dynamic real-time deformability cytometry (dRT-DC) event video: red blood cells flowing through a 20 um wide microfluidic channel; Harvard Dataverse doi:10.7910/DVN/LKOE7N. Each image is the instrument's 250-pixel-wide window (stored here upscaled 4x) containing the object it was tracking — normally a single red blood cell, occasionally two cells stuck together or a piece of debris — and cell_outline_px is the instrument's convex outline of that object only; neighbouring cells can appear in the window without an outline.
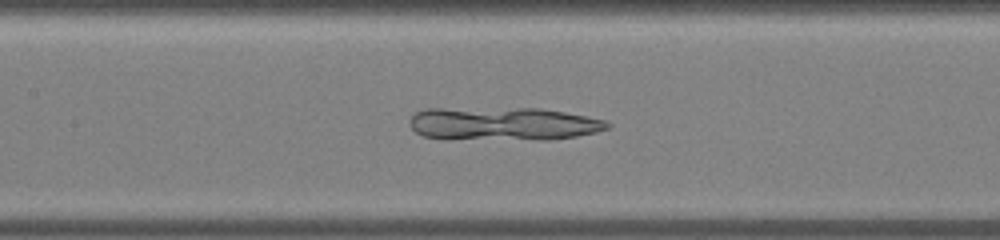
{"species": "common noctule bat (a hibernating species)", "species_latin": "Nyctalus noctula", "temperature_condition": "warm", "stored_images_in_passage": 18, "camera_frame_rate_fps": 3000, "um_per_image_px": 0.085, "animal": {"sex": "male", "body_mass_g": 19.0, "forearm_length_mm": 50.8}, "frame": {"image": 1, "passage_image": 8, "time_ms": 2.333, "image_size_px": [1000, 240], "cell_outline_px": [[612, 124], [608, 128], [596, 132], [576, 136], [552, 140], [444, 140], [424, 136], [416, 132], [412, 128], [408, 120], [416, 112], [424, 108], [540, 108], [564, 112], [608, 120]], "centroid_in_image_um": [42.74, 10.54], "position_along_channel_um": 164.7, "area_um2": 39.42}}
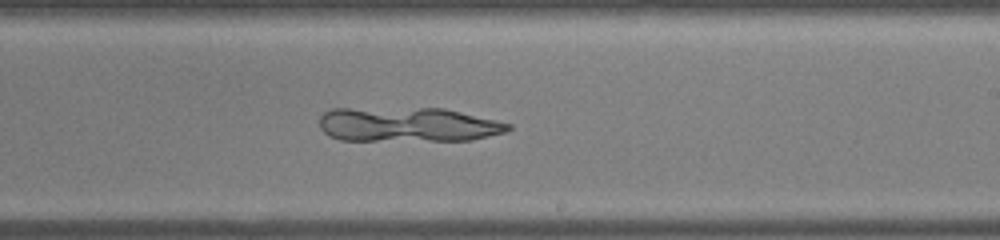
{"frame": {"image": 2, "passage_image": 13, "time_ms": 4.0, "image_size_px": [1000, 240], "cell_outline_px": [[512, 128], [504, 132], [472, 140], [340, 140], [328, 136], [320, 128], [320, 116], [324, 112], [332, 108], [444, 108], [496, 120], [512, 124]], "centroid_in_image_um": [34.63, 10.58], "position_along_channel_um": 254.4, "area_um2": 38.09}}
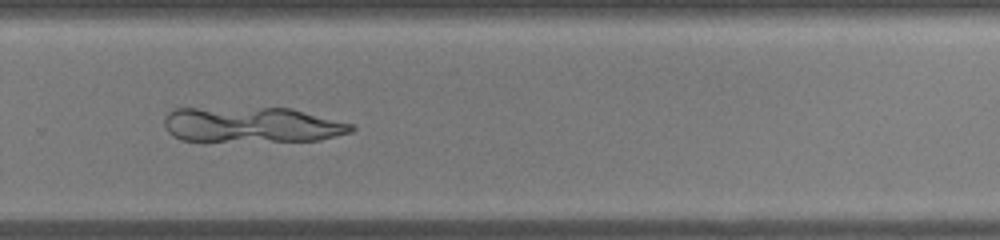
{"frame": {"image": 3, "passage_image": 16, "time_ms": 5.0, "image_size_px": [1000, 240], "cell_outline_px": [[356, 128], [352, 132], [320, 140], [180, 140], [172, 136], [168, 132], [164, 124], [164, 116], [168, 112], [176, 108], [292, 108], [352, 124]], "centroid_in_image_um": [21.4, 10.59], "position_along_channel_um": 308.4, "area_um2": 38.26}}